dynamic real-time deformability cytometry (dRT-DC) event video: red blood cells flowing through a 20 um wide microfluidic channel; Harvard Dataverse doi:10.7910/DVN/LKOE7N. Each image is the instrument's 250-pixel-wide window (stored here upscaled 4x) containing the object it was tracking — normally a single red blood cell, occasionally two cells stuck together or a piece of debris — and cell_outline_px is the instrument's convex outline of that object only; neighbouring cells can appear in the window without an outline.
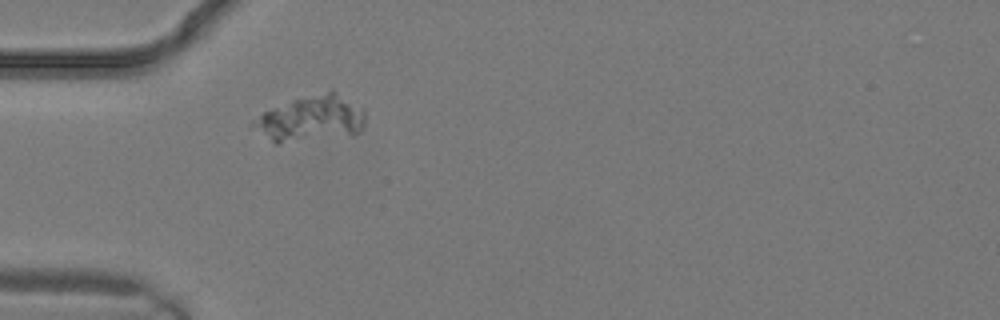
{"species": "common noctule bat (a hibernating species)", "species_latin": "Nyctalus noctula", "temperature_condition": "warm", "stored_images_in_passage": 8, "camera_frame_rate_fps": 3000, "um_per_image_px": 0.085, "animal": {"sex": "male", "body_mass_g": 19.2, "forearm_length_mm": 51.8}, "frame": {"image": 1, "passage_image": 1, "time_ms": 0.0, "image_size_px": [1000, 320], "cell_outline_px": [[364, 124], [360, 132], [352, 136], [280, 144], [276, 144], [252, 124], [252, 120], [264, 112], [292, 100], [332, 88], [364, 108]], "centroid_in_image_um": [26.53, 10.09], "position_along_channel_um": 58.5, "area_um2": 30.35}}
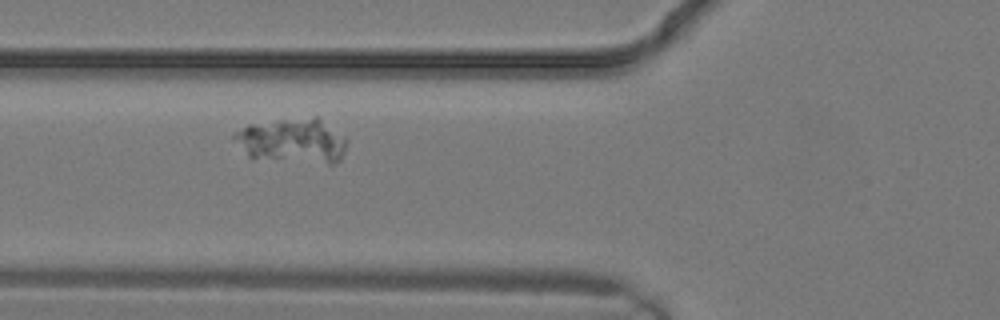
{"frame": {"image": 2, "passage_image": 3, "time_ms": 0.667, "image_size_px": [1000, 320], "cell_outline_px": [[348, 140], [344, 152], [340, 160], [332, 164], [328, 164], [252, 160], [232, 140], [232, 132], [248, 124], [280, 120], [316, 116], [344, 136]], "centroid_in_image_um": [24.79, 12.0], "position_along_channel_um": 101.0, "area_um2": 30.29}}
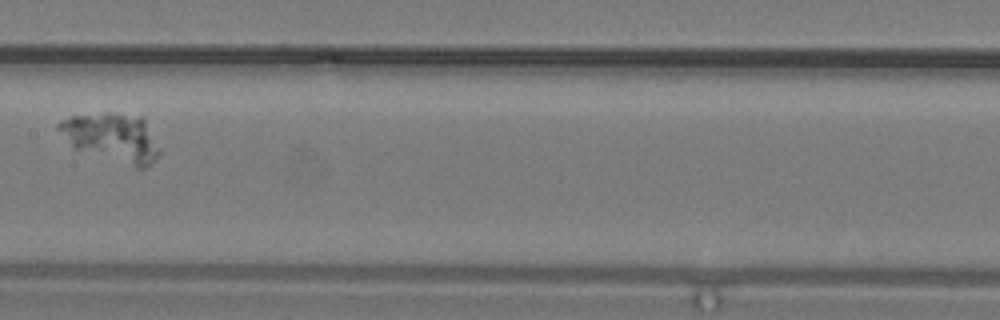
{"frame": {"image": 3, "passage_image": 7, "time_ms": 2.0, "image_size_px": [1000, 320], "cell_outline_px": [[160, 152], [144, 168], [136, 168], [76, 148], [56, 128], [56, 124], [60, 120], [72, 116], [104, 112], [108, 112], [144, 116], [160, 148]], "centroid_in_image_um": [9.55, 11.65], "position_along_channel_um": 197.8, "area_um2": 28.38}}